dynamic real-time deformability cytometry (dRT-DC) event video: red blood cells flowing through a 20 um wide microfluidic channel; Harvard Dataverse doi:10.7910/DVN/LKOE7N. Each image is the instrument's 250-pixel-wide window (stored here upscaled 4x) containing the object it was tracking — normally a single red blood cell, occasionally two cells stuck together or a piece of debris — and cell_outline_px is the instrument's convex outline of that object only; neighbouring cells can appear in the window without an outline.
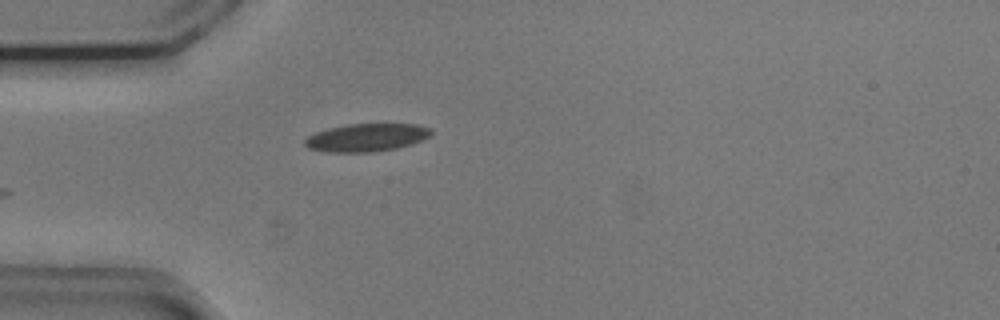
{"species": "common noctule bat (a hibernating species)", "species_latin": "Nyctalus noctula", "temperature_condition": "cold", "stored_images_in_passage": 9, "camera_frame_rate_fps": 3000, "um_per_image_px": 0.085, "animal": {"sex": "male", "body_mass_g": 20.5, "forearm_length_mm": 52.5}, "frame": {"image": 1, "passage_image": 1, "time_ms": 0.0, "image_size_px": [1000, 320], "cell_outline_px": [[432, 132], [428, 136], [412, 144], [396, 148], [372, 152], [324, 152], [308, 148], [304, 144], [304, 140], [308, 136], [316, 132], [328, 128], [348, 124], [416, 124], [432, 128]], "centroid_in_image_um": [31.13, 11.69], "position_along_channel_um": 53.9, "area_um2": 20.52}}